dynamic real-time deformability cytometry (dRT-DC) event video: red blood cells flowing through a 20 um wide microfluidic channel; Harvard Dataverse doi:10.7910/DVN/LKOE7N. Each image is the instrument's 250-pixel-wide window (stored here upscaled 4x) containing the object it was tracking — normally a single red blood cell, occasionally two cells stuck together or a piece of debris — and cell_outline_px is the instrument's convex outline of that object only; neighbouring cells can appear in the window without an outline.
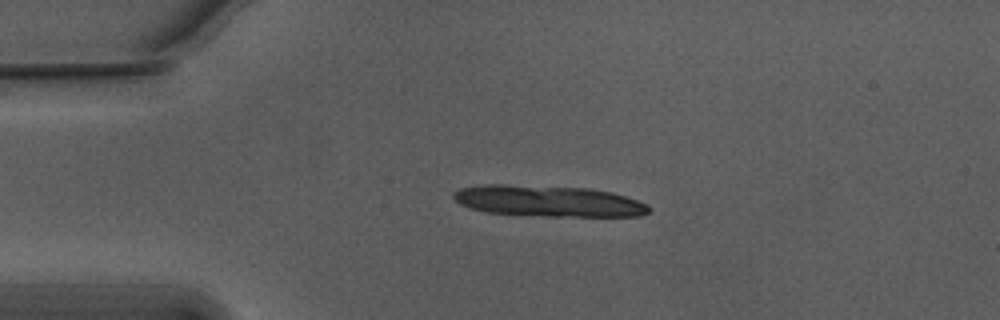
{"species": "Egyptian fruit bat (a non-hibernating species)", "species_latin": "Rousettus aegyptiacus", "temperature_condition": "warm", "stored_images_in_passage": 8, "camera_frame_rate_fps": 3000, "um_per_image_px": 0.085, "animal": {"sex": "male"}, "frame": {"image": 1, "passage_image": 1, "time_ms": 0.0, "image_size_px": [1000, 320], "cell_outline_px": [[652, 208], [648, 212], [640, 216], [548, 216], [488, 212], [468, 208], [460, 204], [452, 196], [452, 192], [460, 188], [488, 184], [504, 184], [588, 188], [612, 192], [648, 204]], "centroid_in_image_um": [46.6, 17.08], "position_along_channel_um": 38.4, "area_um2": 35.43}}